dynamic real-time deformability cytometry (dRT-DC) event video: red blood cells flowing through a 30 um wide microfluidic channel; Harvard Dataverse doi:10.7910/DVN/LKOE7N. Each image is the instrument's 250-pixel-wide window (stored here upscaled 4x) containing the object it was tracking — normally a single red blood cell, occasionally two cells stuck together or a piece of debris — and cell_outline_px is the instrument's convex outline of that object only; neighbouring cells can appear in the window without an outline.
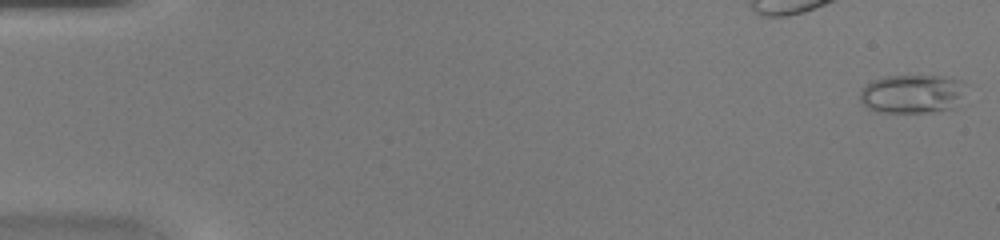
{"species": "common noctule bat (a hibernating species)", "species_latin": "Nyctalus noctula", "temperature_condition": "warm", "stored_images_in_passage": 43, "camera_frame_rate_fps": 3000, "um_per_image_px": 0.085, "animal": {"sex": "female", "body_mass_g": 20.0, "forearm_length_mm": 54.0}, "frame": {"image": 1, "passage_image": 1, "time_ms": 0.0, "image_size_px": [1000, 240], "cell_outline_px": [[964, 84], [956, 108], [932, 112], [876, 112], [868, 108], [860, 100], [860, 92], [864, 84], [872, 80], [884, 76], [952, 76], [960, 80]], "centroid_in_image_um": [77.5, 7.97], "position_along_channel_um": 7.5, "area_um2": 24.04}}